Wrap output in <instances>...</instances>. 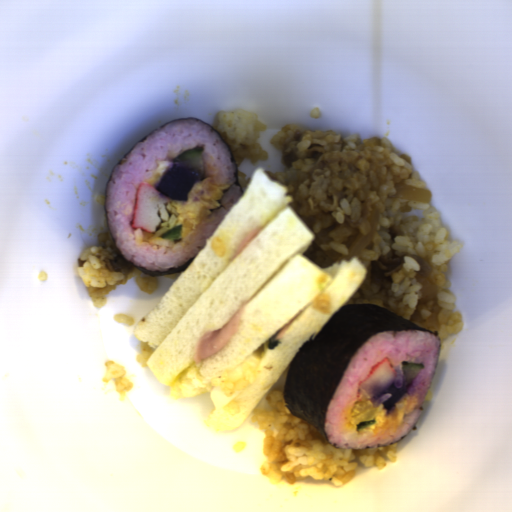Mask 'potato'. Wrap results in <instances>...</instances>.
<instances>
[{"label":"potato","instance_id":"1","mask_svg":"<svg viewBox=\"0 0 512 512\" xmlns=\"http://www.w3.org/2000/svg\"><path fill=\"white\" fill-rule=\"evenodd\" d=\"M202 180V174L175 164L161 176L155 188L164 197L187 201L191 189Z\"/></svg>","mask_w":512,"mask_h":512},{"label":"potato","instance_id":"2","mask_svg":"<svg viewBox=\"0 0 512 512\" xmlns=\"http://www.w3.org/2000/svg\"><path fill=\"white\" fill-rule=\"evenodd\" d=\"M390 393H384L379 399L374 396L367 400H357L350 411L349 417L353 425H358L361 422H369L376 420L377 415L385 408L383 403L390 398Z\"/></svg>","mask_w":512,"mask_h":512},{"label":"potato","instance_id":"3","mask_svg":"<svg viewBox=\"0 0 512 512\" xmlns=\"http://www.w3.org/2000/svg\"><path fill=\"white\" fill-rule=\"evenodd\" d=\"M406 390L403 388H398L394 384H390L385 390L373 396L375 400H379V398L384 394H390V397L383 402V406L387 408V411L393 408L404 396Z\"/></svg>","mask_w":512,"mask_h":512}]
</instances>
